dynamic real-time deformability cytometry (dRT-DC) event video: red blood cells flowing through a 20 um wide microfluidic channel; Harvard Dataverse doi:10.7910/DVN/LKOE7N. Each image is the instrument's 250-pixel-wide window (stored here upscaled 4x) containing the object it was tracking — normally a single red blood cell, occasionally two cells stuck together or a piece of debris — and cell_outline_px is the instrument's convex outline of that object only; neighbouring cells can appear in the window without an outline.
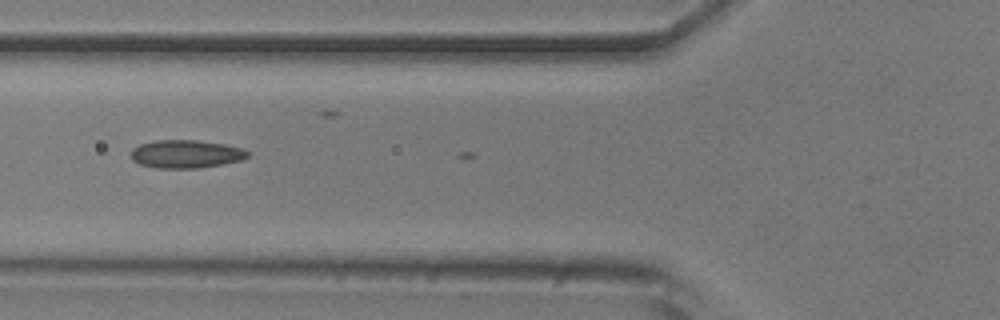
{"species": "common noctule bat (a hibernating species)", "species_latin": "Nyctalus noctula", "temperature_condition": "room temperature", "stored_images_in_passage": 6, "camera_frame_rate_fps": 3000, "um_per_image_px": 0.085, "animal": {"sex": "male", "body_mass_g": 20.5, "forearm_length_mm": 52.5}, "frame": {"image": 1, "passage_image": 3, "time_ms": 0.667, "image_size_px": [1000, 320], "cell_outline_px": [[248, 156], [244, 160], [200, 168], [156, 168], [140, 164], [132, 160], [132, 148], [140, 144], [156, 140], [196, 140], [224, 144], [240, 148], [248, 152]], "centroid_in_image_um": [15.8, 13.09], "position_along_channel_um": 110.0, "area_um2": 19.07}}